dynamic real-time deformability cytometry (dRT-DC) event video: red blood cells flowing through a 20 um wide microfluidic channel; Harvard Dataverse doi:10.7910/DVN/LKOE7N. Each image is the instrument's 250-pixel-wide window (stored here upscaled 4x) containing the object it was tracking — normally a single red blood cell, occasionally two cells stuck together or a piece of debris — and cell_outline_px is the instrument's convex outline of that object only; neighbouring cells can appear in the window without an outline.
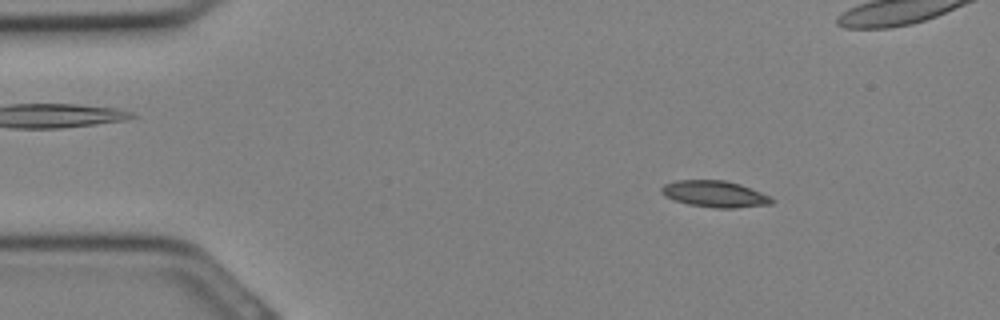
{"species": "Egyptian fruit bat (a non-hibernating species)", "species_latin": "Rousettus aegyptiacus", "temperature_condition": "cold", "stored_images_in_passage": 32, "camera_frame_rate_fps": 3000, "um_per_image_px": 0.085, "animal": {"sex": "female"}, "frame": {"image": 1, "passage_image": 4, "time_ms": 1.0, "image_size_px": [1000, 320], "cell_outline_px": [[776, 200], [772, 204], [736, 208], [716, 208], [688, 204], [664, 196], [660, 192], [660, 188], [664, 184], [676, 180], [724, 180], [740, 184], [772, 196]], "centroid_in_image_um": [60.79, 16.49], "position_along_channel_um": 24.2, "area_um2": 17.17}}
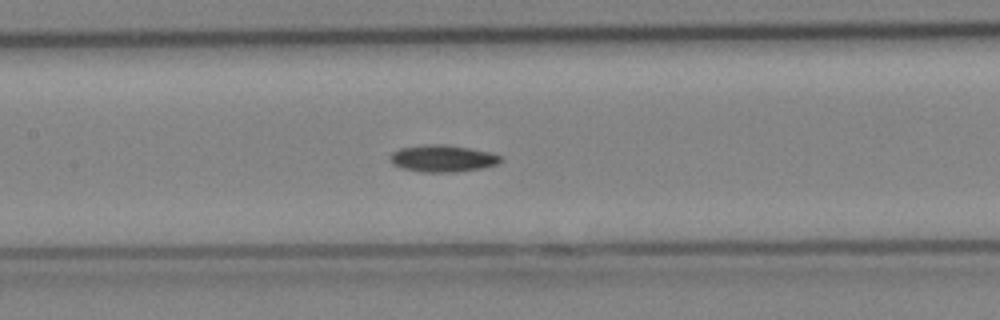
{"frame": {"image": 2, "passage_image": 14, "time_ms": 4.333, "image_size_px": [1000, 320], "cell_outline_px": [[504, 160], [496, 164], [484, 168], [452, 172], [424, 172], [400, 168], [392, 164], [388, 156], [392, 152], [400, 148], [424, 144], [448, 144], [492, 152], [504, 156]], "centroid_in_image_um": [37.64, 13.46], "position_along_channel_um": 169.8, "area_um2": 17.74}}
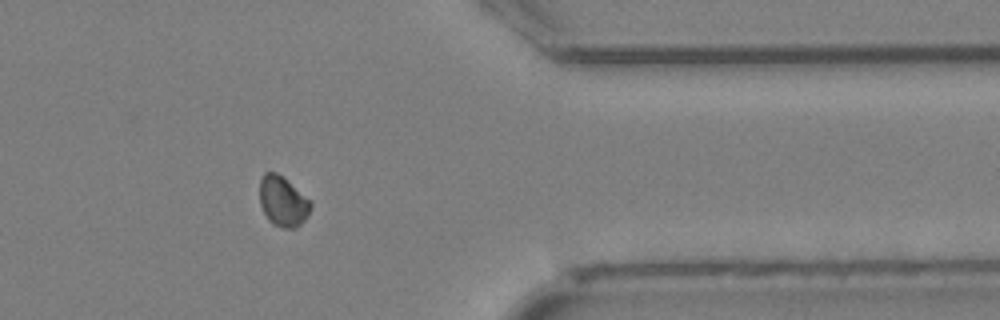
{"frame": {"image": 3, "passage_image": 25, "time_ms": 8.0, "image_size_px": [1000, 320], "cell_outline_px": [[312, 208], [304, 220], [296, 228], [284, 228], [272, 224], [268, 220], [260, 204], [260, 176], [264, 172], [276, 172], [312, 200]], "centroid_in_image_um": [24.05, 17.11], "position_along_channel_um": 387.3, "area_um2": 15.03}}